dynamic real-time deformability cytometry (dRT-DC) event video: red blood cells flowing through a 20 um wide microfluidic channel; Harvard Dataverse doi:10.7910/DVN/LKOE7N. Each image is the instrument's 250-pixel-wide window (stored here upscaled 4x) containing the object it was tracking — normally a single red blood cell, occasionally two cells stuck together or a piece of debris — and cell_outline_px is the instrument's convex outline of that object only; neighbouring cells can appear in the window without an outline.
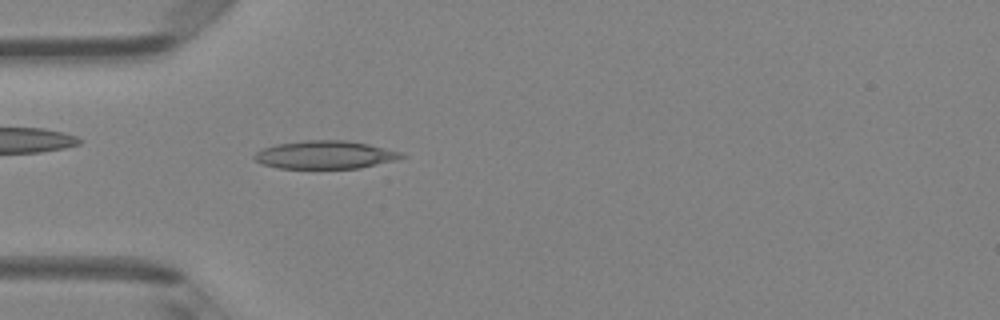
{"species": "Egyptian fruit bat (a non-hibernating species)", "species_latin": "Rousettus aegyptiacus", "temperature_condition": "room temperature", "stored_images_in_passage": 48, "camera_frame_rate_fps": 3000, "um_per_image_px": 0.085, "animal": {"sex": "female"}, "frame": {"image": 1, "passage_image": 14, "time_ms": 4.333, "image_size_px": [1000, 320], "cell_outline_px": [[408, 156], [396, 160], [360, 168], [276, 168], [260, 164], [252, 156], [256, 152], [264, 148], [276, 144], [304, 140], [348, 140], [368, 144], [404, 152]], "centroid_in_image_um": [27.66, 13.15], "position_along_channel_um": 57.3, "area_um2": 24.28}}
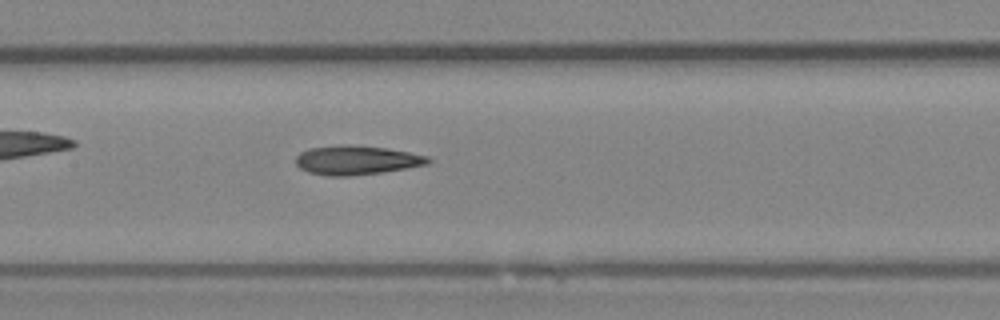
{"frame": {"image": 2, "passage_image": 23, "time_ms": 7.333, "image_size_px": [1000, 320], "cell_outline_px": [[432, 160], [428, 164], [408, 168], [384, 172], [348, 176], [324, 176], [308, 172], [300, 168], [296, 164], [296, 156], [300, 152], [308, 148], [348, 144], [388, 148], [428, 156]], "centroid_in_image_um": [30.3, 13.61], "position_along_channel_um": 177.1, "area_um2": 22.66}}
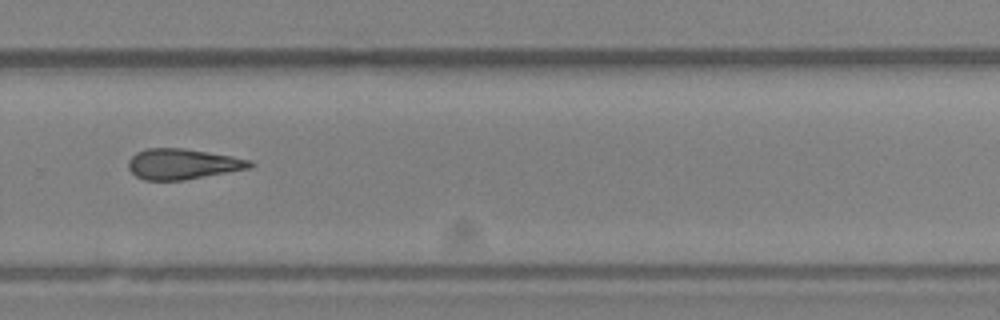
{"frame": {"image": 3, "passage_image": 33, "time_ms": 10.667, "image_size_px": [1000, 320], "cell_outline_px": [[256, 164], [248, 168], [184, 180], [144, 180], [136, 176], [128, 168], [128, 160], [136, 152], [148, 148], [184, 148], [232, 156], [252, 160]], "centroid_in_image_um": [15.51, 13.93], "position_along_channel_um": 314.3, "area_um2": 21.56}}